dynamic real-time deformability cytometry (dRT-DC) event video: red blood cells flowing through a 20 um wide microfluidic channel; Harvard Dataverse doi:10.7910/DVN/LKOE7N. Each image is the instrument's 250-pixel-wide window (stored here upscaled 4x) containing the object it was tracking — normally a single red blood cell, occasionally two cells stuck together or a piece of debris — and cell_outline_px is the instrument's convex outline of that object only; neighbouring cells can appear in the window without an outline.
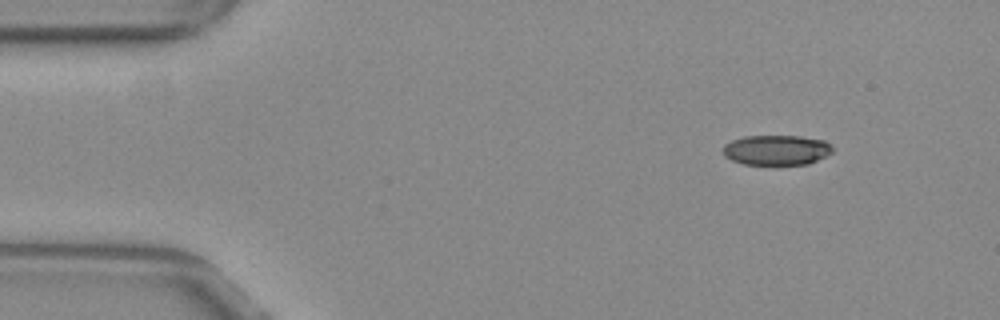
{"species": "common noctule bat (a hibernating species)", "species_latin": "Nyctalus noctula", "temperature_condition": "warm", "stored_images_in_passage": 48, "camera_frame_rate_fps": 3000, "um_per_image_px": 0.085, "animal": {"sex": "female", "body_mass_g": 29.2, "forearm_length_mm": 56.3}, "frame": {"image": 1, "passage_image": 1, "time_ms": 0.0, "image_size_px": [1000, 320], "cell_outline_px": [[832, 152], [808, 164], [744, 164], [732, 160], [724, 156], [724, 144], [732, 140], [744, 136], [800, 136], [824, 140], [832, 148]], "centroid_in_image_um": [65.97, 12.74], "position_along_channel_um": 19.0, "area_um2": 18.96}}
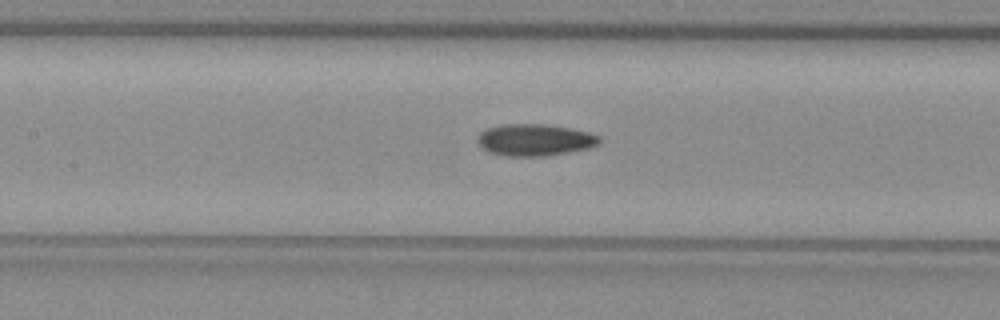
{"frame": {"image": 2, "passage_image": 19, "time_ms": 6.0, "image_size_px": [1000, 320], "cell_outline_px": [[600, 144], [588, 148], [568, 152], [544, 156], [504, 156], [492, 152], [484, 148], [476, 140], [480, 132], [488, 128], [500, 124], [544, 124], [572, 128], [588, 132], [600, 136]], "centroid_in_image_um": [45.47, 11.88], "position_along_channel_um": 161.9, "area_um2": 22.54}}
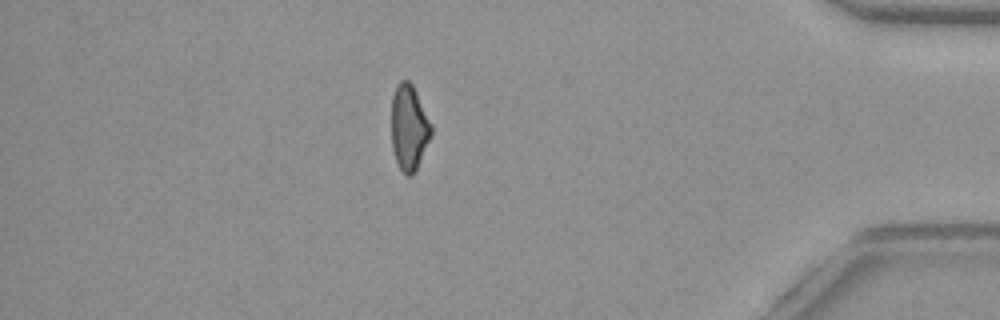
{"frame": {"image": 3, "passage_image": 41, "time_ms": 13.333, "image_size_px": [1000, 320], "cell_outline_px": [[432, 136], [412, 176], [408, 176], [400, 168], [396, 160], [392, 148], [392, 96], [396, 84], [400, 80], [408, 80], [412, 84], [432, 124]], "centroid_in_image_um": [34.77, 10.81], "position_along_channel_um": 400.4, "area_um2": 19.77}, "authors_computed_cell_mechanics": {"area_um2": 21.0681, "velocity_mm_per_s": 3.8623, "shape_relaxation_time_tau1_ms": null, "shape_relaxation_time_tau2_ms": 7.8505, "deformation_change_tau1": null, "deformation_change_tau2": 0.1786}}